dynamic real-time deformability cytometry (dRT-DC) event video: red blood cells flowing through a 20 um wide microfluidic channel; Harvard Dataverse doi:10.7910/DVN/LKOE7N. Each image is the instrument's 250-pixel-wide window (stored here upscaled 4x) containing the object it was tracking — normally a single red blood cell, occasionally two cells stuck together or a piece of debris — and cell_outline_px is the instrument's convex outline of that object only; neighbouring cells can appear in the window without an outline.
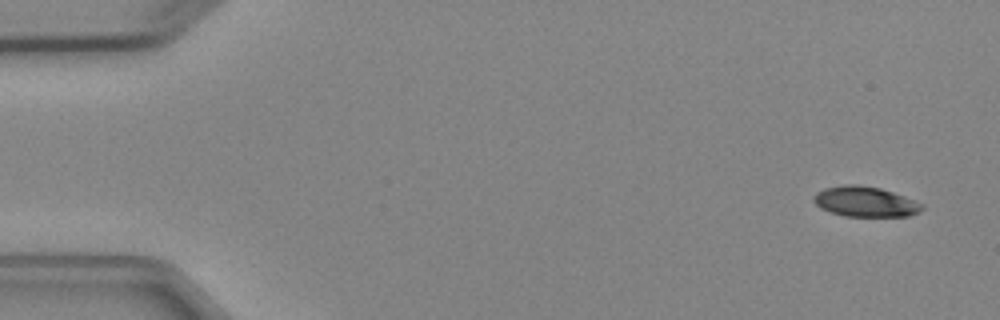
{"species": "Egyptian fruit bat (a non-hibernating species)", "species_latin": "Rousettus aegyptiacus", "temperature_condition": "cold", "stored_images_in_passage": 5, "segment_of_instrument_passage": [2, 2], "camera_frame_rate_fps": 3000, "um_per_image_px": 0.085, "animal": {"sex": "female"}, "frame": {"image": 1, "passage_image": 5, "time_ms": 5.333, "image_size_px": [1000, 320], "cell_outline_px": [[924, 208], [920, 212], [908, 216], [844, 216], [828, 212], [820, 208], [812, 200], [812, 196], [816, 192], [824, 188], [844, 184], [856, 184], [880, 188], [904, 196], [924, 204]], "centroid_in_image_um": [73.51, 17.14], "position_along_channel_um": 11.5, "area_um2": 19.31}}